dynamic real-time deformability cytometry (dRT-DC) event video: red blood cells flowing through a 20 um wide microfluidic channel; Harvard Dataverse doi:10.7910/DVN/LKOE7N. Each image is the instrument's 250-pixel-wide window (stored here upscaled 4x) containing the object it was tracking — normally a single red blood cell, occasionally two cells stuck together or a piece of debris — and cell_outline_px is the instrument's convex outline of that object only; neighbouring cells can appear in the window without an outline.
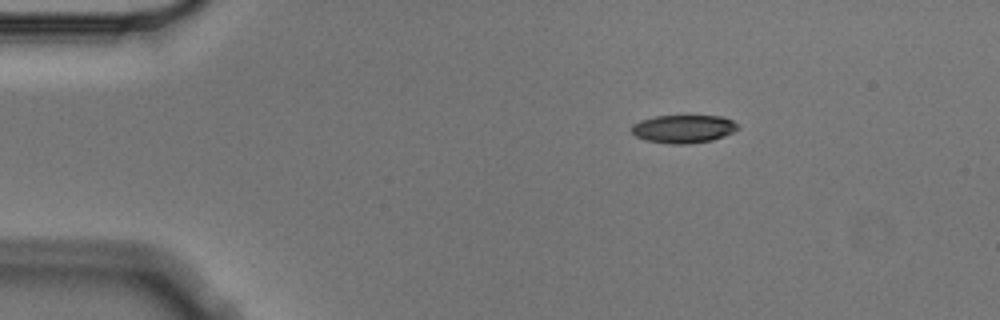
{"species": "Egyptian fruit bat (a non-hibernating species)", "species_latin": "Rousettus aegyptiacus", "temperature_condition": "cold", "stored_images_in_passage": 4, "camera_frame_rate_fps": 3000, "um_per_image_px": 0.085, "animal": {"sex": "male"}, "frame": {"image": 1, "passage_image": 2, "time_ms": 0.333, "image_size_px": [1000, 320], "cell_outline_px": [[740, 128], [724, 136], [712, 140], [688, 144], [668, 144], [644, 140], [636, 136], [632, 132], [632, 124], [640, 120], [656, 116], [720, 116], [732, 120]], "centroid_in_image_um": [58.07, 10.96], "position_along_channel_um": 26.9, "area_um2": 17.4}}